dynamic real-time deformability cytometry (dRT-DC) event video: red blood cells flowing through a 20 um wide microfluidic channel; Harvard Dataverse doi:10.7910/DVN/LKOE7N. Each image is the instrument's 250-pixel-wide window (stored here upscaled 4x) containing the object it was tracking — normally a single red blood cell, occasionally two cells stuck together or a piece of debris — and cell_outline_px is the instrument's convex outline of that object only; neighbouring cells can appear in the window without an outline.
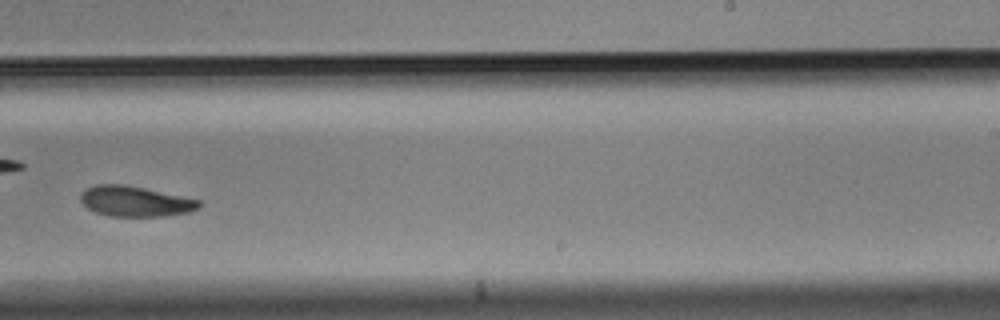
{"species": "Egyptian fruit bat (a non-hibernating species)", "species_latin": "Rousettus aegyptiacus", "temperature_condition": "cold", "stored_images_in_passage": 13, "camera_frame_rate_fps": 3000, "um_per_image_px": 0.085, "animal": {"sex": "male"}, "frame": {"image": 1, "passage_image": 10, "time_ms": 3.0, "image_size_px": [1000, 320], "cell_outline_px": [[200, 208], [188, 212], [164, 216], [112, 216], [96, 212], [88, 208], [80, 200], [80, 192], [84, 188], [96, 184], [120, 184], [144, 188], [200, 200]], "centroid_in_image_um": [11.46, 17.1], "position_along_channel_um": 277.5, "area_um2": 20.87}}
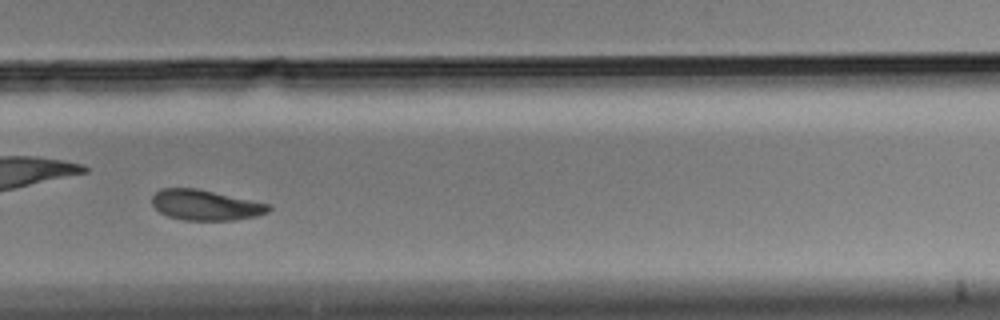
{"frame": {"image": 2, "passage_image": 11, "time_ms": 3.333, "image_size_px": [1000, 320], "cell_outline_px": [[272, 208], [268, 212], [256, 216], [232, 220], [184, 220], [168, 216], [160, 212], [152, 204], [152, 196], [160, 188], [196, 188], [272, 204]], "centroid_in_image_um": [17.49, 17.42], "position_along_channel_um": 312.3, "area_um2": 20.69}}